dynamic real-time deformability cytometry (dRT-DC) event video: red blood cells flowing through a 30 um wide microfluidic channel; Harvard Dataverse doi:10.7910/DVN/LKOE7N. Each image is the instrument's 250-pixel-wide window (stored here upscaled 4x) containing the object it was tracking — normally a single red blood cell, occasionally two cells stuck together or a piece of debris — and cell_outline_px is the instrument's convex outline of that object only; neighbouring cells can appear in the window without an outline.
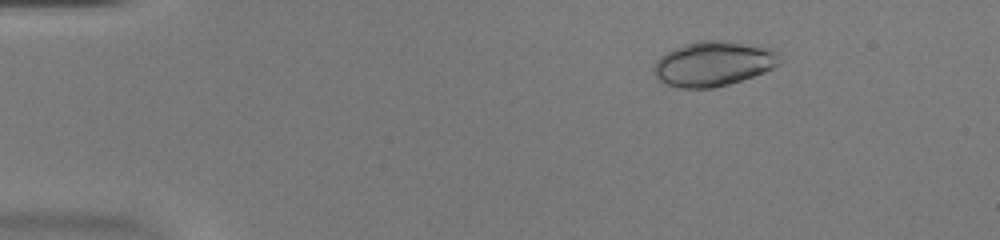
{"species": "common noctule bat (a hibernating species)", "species_latin": "Nyctalus noctula", "temperature_condition": "warm", "stored_images_in_passage": 52, "camera_frame_rate_fps": 3000, "um_per_image_px": 0.085, "animal": {"sex": "female", "body_mass_g": 20.0, "forearm_length_mm": 54.0}, "frame": {"image": 1, "passage_image": 8, "time_ms": 2.333, "image_size_px": [1000, 240], "cell_outline_px": [[780, 64], [764, 72], [728, 84], [712, 88], [676, 88], [664, 84], [656, 76], [652, 68], [656, 60], [660, 56], [684, 44], [696, 40], [720, 40], [768, 48], [776, 52], [780, 60]], "centroid_in_image_um": [60.58, 5.42], "position_along_channel_um": 24.4, "area_um2": 32.6}}